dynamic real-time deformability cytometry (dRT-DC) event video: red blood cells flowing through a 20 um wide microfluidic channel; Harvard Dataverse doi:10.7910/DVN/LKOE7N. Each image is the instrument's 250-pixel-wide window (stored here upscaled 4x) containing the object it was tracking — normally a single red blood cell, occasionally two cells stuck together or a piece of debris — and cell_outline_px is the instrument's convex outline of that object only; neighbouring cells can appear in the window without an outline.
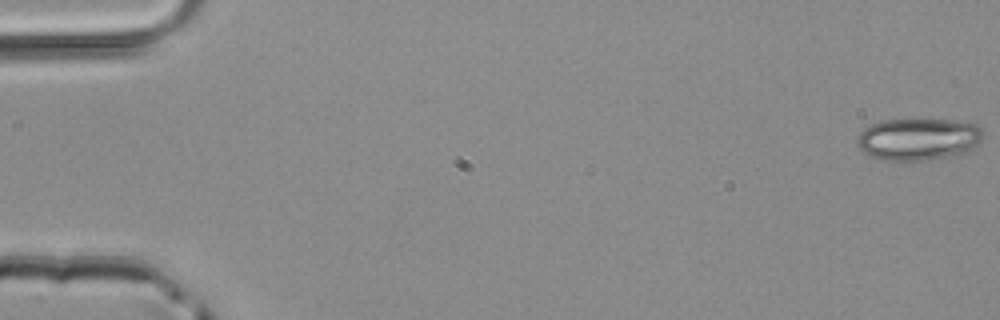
{"species": "common noctule bat (a hibernating species)", "species_latin": "Nyctalus noctula", "temperature_condition": "room temperature", "stored_images_in_passage": 16, "camera_frame_rate_fps": 3000, "um_per_image_px": 0.085, "animal": {"sex": "male", "body_mass_g": 20.4}, "frame": {"image": 1, "passage_image": 1, "time_ms": 0.0, "image_size_px": [1000, 320], "cell_outline_px": [[984, 136], [972, 148], [964, 152], [924, 160], [880, 160], [864, 152], [856, 144], [856, 136], [868, 124], [880, 120], [908, 116], [916, 116], [952, 120], [976, 124], [984, 132]], "centroid_in_image_um": [77.98, 11.74], "position_along_channel_um": 7.0, "area_um2": 31.85}}